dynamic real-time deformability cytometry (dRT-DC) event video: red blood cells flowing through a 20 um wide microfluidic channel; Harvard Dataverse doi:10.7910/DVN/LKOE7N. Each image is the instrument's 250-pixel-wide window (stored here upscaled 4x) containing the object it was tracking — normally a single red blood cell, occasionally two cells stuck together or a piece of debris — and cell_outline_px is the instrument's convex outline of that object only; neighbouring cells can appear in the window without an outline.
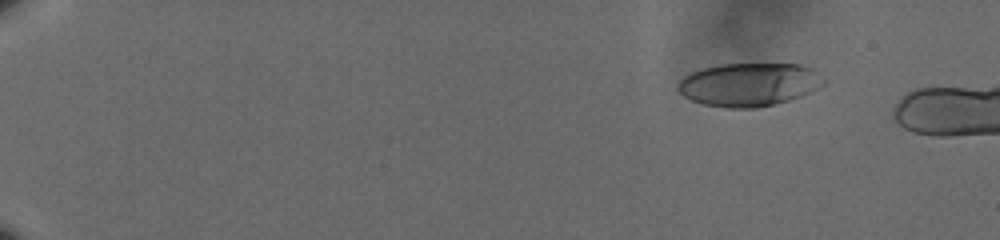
{"species": "human", "species_latin": "Homo sapiens", "temperature_condition": "cold", "stored_images_in_passage": 8, "camera_frame_rate_fps": 3000, "um_per_image_px": 0.085, "donor": {"sex": "male"}, "frame": {"image": 1, "passage_image": 1, "time_ms": 0.0, "image_size_px": [1000, 240], "cell_outline_px": [[828, 80], [824, 84], [800, 96], [788, 100], [756, 108], [728, 108], [704, 104], [692, 100], [684, 96], [676, 88], [676, 80], [692, 72], [704, 68], [720, 64], [800, 64], [812, 68]], "centroid_in_image_um": [63.65, 7.17], "position_along_channel_um": 21.4, "area_um2": 36.82}}